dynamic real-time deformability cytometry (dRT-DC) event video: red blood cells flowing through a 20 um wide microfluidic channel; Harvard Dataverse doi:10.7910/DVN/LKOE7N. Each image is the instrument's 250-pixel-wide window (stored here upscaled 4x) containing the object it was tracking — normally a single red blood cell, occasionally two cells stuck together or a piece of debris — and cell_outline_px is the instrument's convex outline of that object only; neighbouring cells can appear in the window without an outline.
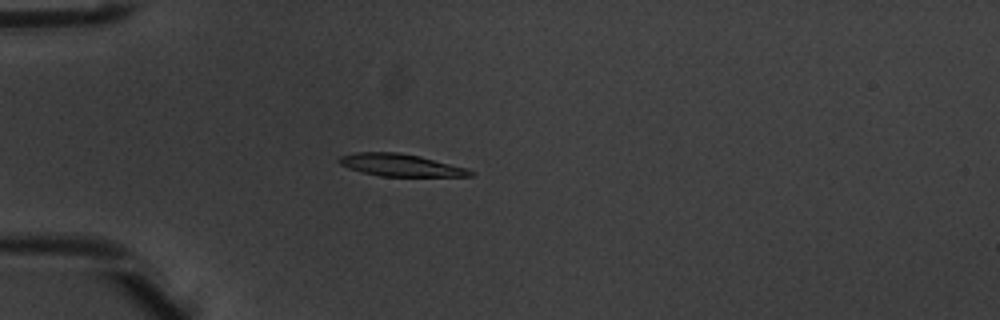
{"species": "common noctule bat (a hibernating species)", "species_latin": "Nyctalus noctula", "temperature_condition": "warm", "stored_images_in_passage": 5, "camera_frame_rate_fps": 3000, "um_per_image_px": 0.085, "animal": {"sex": "male", "body_mass_g": 20.1, "forearm_length_mm": 53.5}, "frame": {"image": 1, "passage_image": 5, "time_ms": 1.333, "image_size_px": [1000, 320], "cell_outline_px": [[476, 172], [472, 176], [380, 176], [348, 168], [340, 164], [336, 160], [340, 156], [356, 152], [400, 152], [420, 156], [468, 168]], "centroid_in_image_um": [34.06, 14.03], "position_along_channel_um": 50.9, "area_um2": 17.11}}